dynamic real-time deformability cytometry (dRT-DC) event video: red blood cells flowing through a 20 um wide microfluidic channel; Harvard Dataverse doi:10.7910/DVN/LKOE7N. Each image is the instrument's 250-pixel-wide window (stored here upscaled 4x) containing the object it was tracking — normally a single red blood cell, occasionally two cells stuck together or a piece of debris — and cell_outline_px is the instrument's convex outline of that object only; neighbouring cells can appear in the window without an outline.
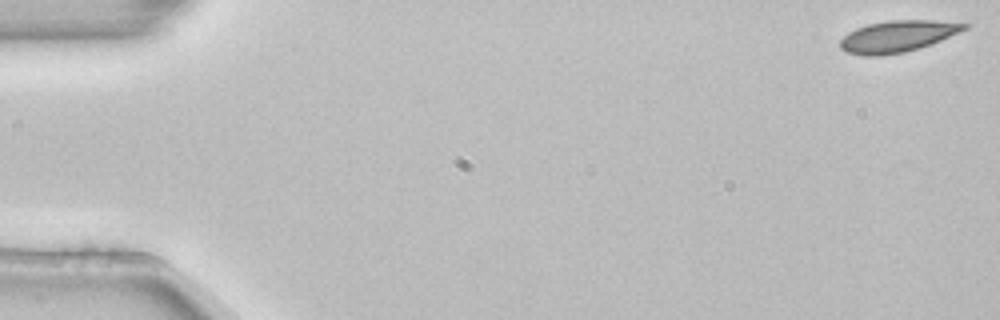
{"species": "common noctule bat (a hibernating species)", "species_latin": "Nyctalus noctula", "temperature_condition": "room temperature", "stored_images_in_passage": 4, "camera_frame_rate_fps": 3000, "um_per_image_px": 0.085, "animal": {"sex": "female", "body_mass_g": 22.7, "forearm_length_mm": 54.2}, "frame": {"image": 1, "passage_image": 1, "time_ms": 0.0, "image_size_px": [1000, 320], "cell_outline_px": [[972, 24], [968, 28], [940, 40], [920, 48], [904, 52], [880, 56], [864, 56], [848, 52], [840, 48], [840, 40], [848, 32], [856, 28], [868, 24], [888, 20], [936, 20]], "centroid_in_image_um": [76.29, 3.08], "position_along_channel_um": 8.7, "area_um2": 22.83}}
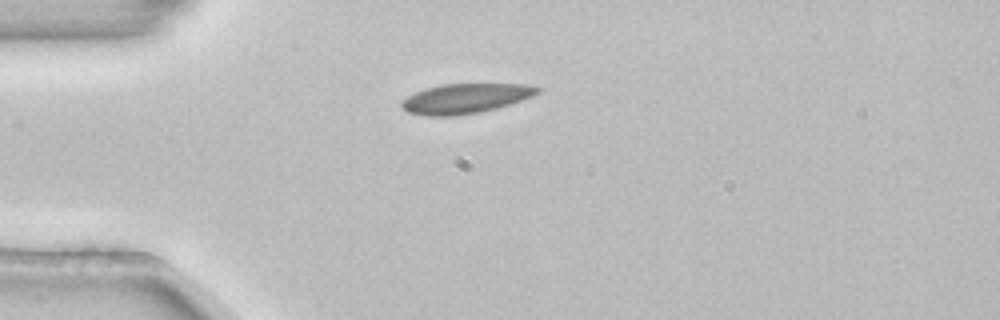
{"frame": {"image": 2, "passage_image": 4, "time_ms": 1.0, "image_size_px": [1000, 320], "cell_outline_px": [[544, 88], [540, 92], [532, 96], [496, 108], [480, 112], [456, 116], [428, 116], [408, 112], [400, 108], [400, 100], [416, 92], [440, 84], [524, 84]], "centroid_in_image_um": [39.53, 8.37], "position_along_channel_um": 45.5, "area_um2": 23.58}}